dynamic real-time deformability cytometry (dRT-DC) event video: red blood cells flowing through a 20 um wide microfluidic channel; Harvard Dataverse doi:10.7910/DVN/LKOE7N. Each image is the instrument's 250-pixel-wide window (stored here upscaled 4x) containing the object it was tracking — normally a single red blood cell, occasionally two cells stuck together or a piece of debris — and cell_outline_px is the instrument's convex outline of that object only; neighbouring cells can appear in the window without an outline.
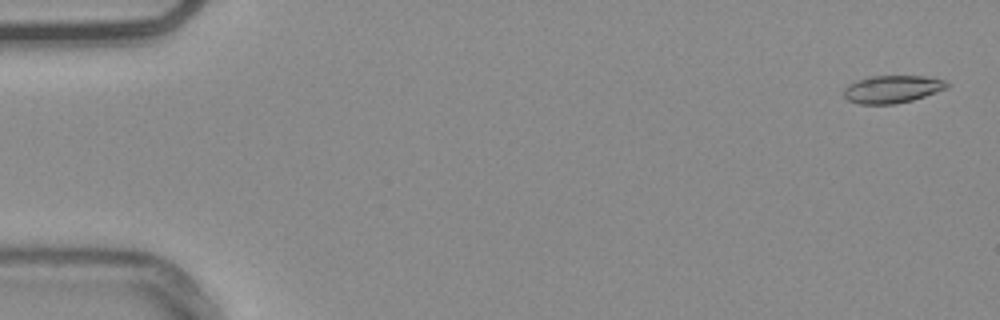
{"species": "common noctule bat (a hibernating species)", "species_latin": "Nyctalus noctula", "temperature_condition": "warm", "stored_images_in_passage": 54, "camera_frame_rate_fps": 3000, "um_per_image_px": 0.085, "animal": {"sex": "male", "body_mass_g": 20.4}, "frame": {"image": 1, "passage_image": 2, "time_ms": 0.333, "image_size_px": [1000, 320], "cell_outline_px": [[948, 88], [912, 100], [892, 104], [860, 104], [848, 100], [844, 96], [844, 88], [848, 84], [856, 80], [868, 76], [924, 76], [944, 80], [948, 84]], "centroid_in_image_um": [75.81, 7.57], "position_along_channel_um": 9.2, "area_um2": 16.53}}
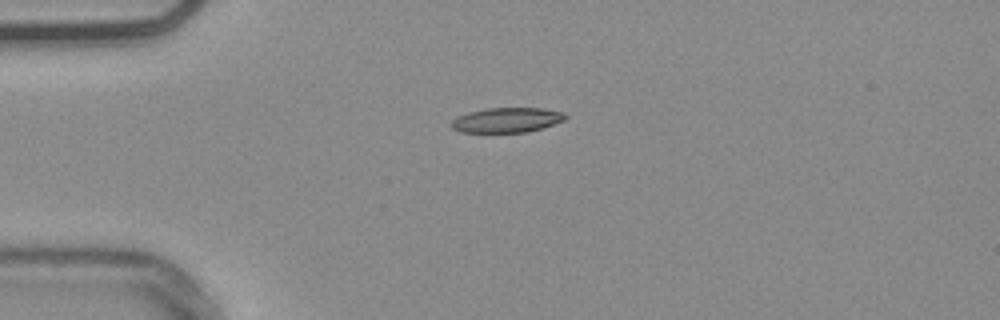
{"frame": {"image": 2, "passage_image": 14, "time_ms": 4.333, "image_size_px": [1000, 320], "cell_outline_px": [[568, 116], [564, 120], [528, 132], [460, 132], [452, 128], [448, 124], [456, 116], [468, 112], [488, 108], [540, 108], [564, 112]], "centroid_in_image_um": [43.03, 10.2], "position_along_channel_um": 42.0, "area_um2": 16.53}}
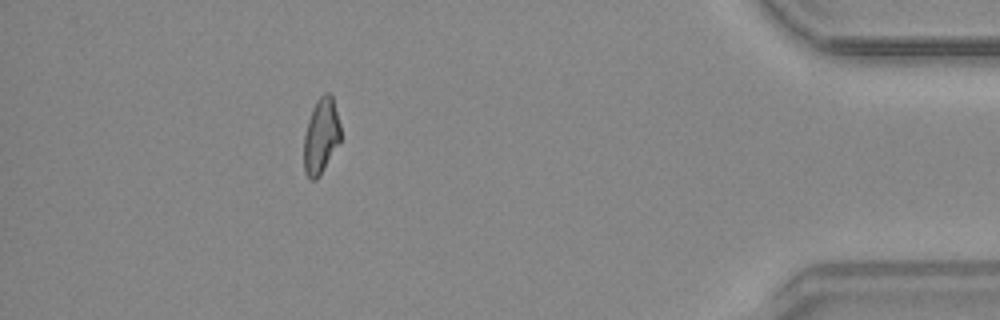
{"frame": {"image": 3, "passage_image": 49, "time_ms": 16.0, "image_size_px": [1000, 320], "cell_outline_px": [[340, 140], [320, 176], [316, 180], [312, 180], [304, 172], [304, 136], [308, 120], [312, 108], [316, 100], [324, 92], [332, 92], [340, 124]], "centroid_in_image_um": [27.28, 11.52], "position_along_channel_um": 407.9, "area_um2": 16.24}}